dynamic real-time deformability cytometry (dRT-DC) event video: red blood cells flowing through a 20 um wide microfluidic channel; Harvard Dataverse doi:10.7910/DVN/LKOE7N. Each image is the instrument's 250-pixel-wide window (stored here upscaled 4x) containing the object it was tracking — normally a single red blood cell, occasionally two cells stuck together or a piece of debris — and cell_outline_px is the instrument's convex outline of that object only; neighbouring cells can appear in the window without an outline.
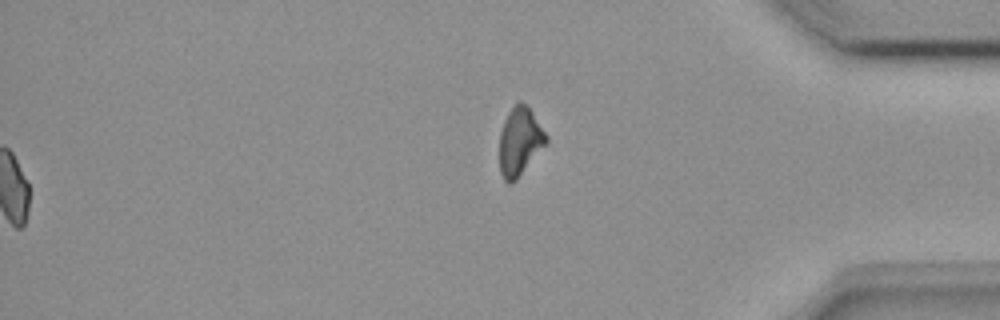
{"species": "common noctule bat (a hibernating species)", "species_latin": "Nyctalus noctula", "temperature_condition": "room temperature", "stored_images_in_passage": 46, "segment_of_instrument_passage": [2, 2], "camera_frame_rate_fps": 3000, "um_per_image_px": 0.085, "animal": {"sex": "female", "body_mass_g": 18.4}, "frame": {"image": 1, "passage_image": 46, "time_ms": 15.0, "image_size_px": [1000, 320], "cell_outline_px": [[548, 144], [516, 180], [512, 184], [508, 184], [504, 180], [500, 172], [500, 132], [504, 120], [508, 112], [520, 100], [532, 112], [548, 136]], "centroid_in_image_um": [44.2, 12.06], "position_along_channel_um": 391.0, "area_um2": 18.67}}